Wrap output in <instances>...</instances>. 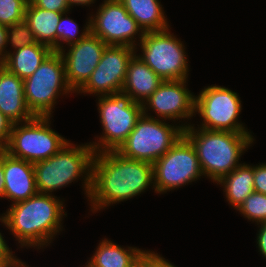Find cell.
<instances>
[{
	"instance_id": "obj_1",
	"label": "cell",
	"mask_w": 266,
	"mask_h": 267,
	"mask_svg": "<svg viewBox=\"0 0 266 267\" xmlns=\"http://www.w3.org/2000/svg\"><path fill=\"white\" fill-rule=\"evenodd\" d=\"M149 186L154 190L151 163L125 158L116 151L95 153L88 196L90 211L98 213L115 203L133 199Z\"/></svg>"
},
{
	"instance_id": "obj_2",
	"label": "cell",
	"mask_w": 266,
	"mask_h": 267,
	"mask_svg": "<svg viewBox=\"0 0 266 267\" xmlns=\"http://www.w3.org/2000/svg\"><path fill=\"white\" fill-rule=\"evenodd\" d=\"M64 201L53 194L37 193L11 204L0 215V222L18 241L19 248L40 250L49 246L64 229L62 221L67 216Z\"/></svg>"
},
{
	"instance_id": "obj_3",
	"label": "cell",
	"mask_w": 266,
	"mask_h": 267,
	"mask_svg": "<svg viewBox=\"0 0 266 267\" xmlns=\"http://www.w3.org/2000/svg\"><path fill=\"white\" fill-rule=\"evenodd\" d=\"M184 136L194 146L204 176L213 183L236 169L255 141L252 132L206 130L193 123L184 129Z\"/></svg>"
},
{
	"instance_id": "obj_4",
	"label": "cell",
	"mask_w": 266,
	"mask_h": 267,
	"mask_svg": "<svg viewBox=\"0 0 266 267\" xmlns=\"http://www.w3.org/2000/svg\"><path fill=\"white\" fill-rule=\"evenodd\" d=\"M94 154V149L88 142L77 145L68 141L55 155L34 163L37 192L53 194L52 192L82 179L84 194L88 198Z\"/></svg>"
},
{
	"instance_id": "obj_5",
	"label": "cell",
	"mask_w": 266,
	"mask_h": 267,
	"mask_svg": "<svg viewBox=\"0 0 266 267\" xmlns=\"http://www.w3.org/2000/svg\"><path fill=\"white\" fill-rule=\"evenodd\" d=\"M190 124H169L166 120L142 114L116 152L128 159L153 164L184 135V129Z\"/></svg>"
},
{
	"instance_id": "obj_6",
	"label": "cell",
	"mask_w": 266,
	"mask_h": 267,
	"mask_svg": "<svg viewBox=\"0 0 266 267\" xmlns=\"http://www.w3.org/2000/svg\"><path fill=\"white\" fill-rule=\"evenodd\" d=\"M97 99L96 106L103 131L102 135L95 137V141L89 144L95 153L116 151L142 116V104L134 102L132 97L123 91L99 96Z\"/></svg>"
},
{
	"instance_id": "obj_7",
	"label": "cell",
	"mask_w": 266,
	"mask_h": 267,
	"mask_svg": "<svg viewBox=\"0 0 266 267\" xmlns=\"http://www.w3.org/2000/svg\"><path fill=\"white\" fill-rule=\"evenodd\" d=\"M170 29L145 32L135 55L163 81L188 80L186 47ZM137 49H141L142 54H137Z\"/></svg>"
},
{
	"instance_id": "obj_8",
	"label": "cell",
	"mask_w": 266,
	"mask_h": 267,
	"mask_svg": "<svg viewBox=\"0 0 266 267\" xmlns=\"http://www.w3.org/2000/svg\"><path fill=\"white\" fill-rule=\"evenodd\" d=\"M23 82L25 102L34 116L53 117L58 97L75 93L67 83L63 58L55 51Z\"/></svg>"
},
{
	"instance_id": "obj_9",
	"label": "cell",
	"mask_w": 266,
	"mask_h": 267,
	"mask_svg": "<svg viewBox=\"0 0 266 267\" xmlns=\"http://www.w3.org/2000/svg\"><path fill=\"white\" fill-rule=\"evenodd\" d=\"M50 124L51 117L39 116L28 122L15 123L3 150L32 164L50 158L69 141L52 129Z\"/></svg>"
},
{
	"instance_id": "obj_10",
	"label": "cell",
	"mask_w": 266,
	"mask_h": 267,
	"mask_svg": "<svg viewBox=\"0 0 266 267\" xmlns=\"http://www.w3.org/2000/svg\"><path fill=\"white\" fill-rule=\"evenodd\" d=\"M152 165L154 192L159 195L204 176L195 148L184 135Z\"/></svg>"
},
{
	"instance_id": "obj_11",
	"label": "cell",
	"mask_w": 266,
	"mask_h": 267,
	"mask_svg": "<svg viewBox=\"0 0 266 267\" xmlns=\"http://www.w3.org/2000/svg\"><path fill=\"white\" fill-rule=\"evenodd\" d=\"M242 101L237 92L227 87L210 85L195 96V115L203 120L198 128L214 131L249 132L238 118Z\"/></svg>"
},
{
	"instance_id": "obj_12",
	"label": "cell",
	"mask_w": 266,
	"mask_h": 267,
	"mask_svg": "<svg viewBox=\"0 0 266 267\" xmlns=\"http://www.w3.org/2000/svg\"><path fill=\"white\" fill-rule=\"evenodd\" d=\"M94 14L89 15L90 31L106 45L136 48L142 40L143 30L119 0H103Z\"/></svg>"
},
{
	"instance_id": "obj_13",
	"label": "cell",
	"mask_w": 266,
	"mask_h": 267,
	"mask_svg": "<svg viewBox=\"0 0 266 267\" xmlns=\"http://www.w3.org/2000/svg\"><path fill=\"white\" fill-rule=\"evenodd\" d=\"M135 54L133 47L108 45L90 78L76 93L99 97L120 92L126 79L128 64Z\"/></svg>"
},
{
	"instance_id": "obj_14",
	"label": "cell",
	"mask_w": 266,
	"mask_h": 267,
	"mask_svg": "<svg viewBox=\"0 0 266 267\" xmlns=\"http://www.w3.org/2000/svg\"><path fill=\"white\" fill-rule=\"evenodd\" d=\"M188 80L163 81L142 104L143 114L176 123L195 117V95L187 87ZM154 111L151 115L148 111ZM156 116V117H155Z\"/></svg>"
},
{
	"instance_id": "obj_15",
	"label": "cell",
	"mask_w": 266,
	"mask_h": 267,
	"mask_svg": "<svg viewBox=\"0 0 266 267\" xmlns=\"http://www.w3.org/2000/svg\"><path fill=\"white\" fill-rule=\"evenodd\" d=\"M107 46L90 31L79 42L59 51L65 65L67 83L75 93L90 78Z\"/></svg>"
},
{
	"instance_id": "obj_16",
	"label": "cell",
	"mask_w": 266,
	"mask_h": 267,
	"mask_svg": "<svg viewBox=\"0 0 266 267\" xmlns=\"http://www.w3.org/2000/svg\"><path fill=\"white\" fill-rule=\"evenodd\" d=\"M4 199L14 203L36 195V181L33 164L9 155L3 150Z\"/></svg>"
},
{
	"instance_id": "obj_17",
	"label": "cell",
	"mask_w": 266,
	"mask_h": 267,
	"mask_svg": "<svg viewBox=\"0 0 266 267\" xmlns=\"http://www.w3.org/2000/svg\"><path fill=\"white\" fill-rule=\"evenodd\" d=\"M0 111L10 121L23 123L35 116L28 109L24 97V82L0 64Z\"/></svg>"
},
{
	"instance_id": "obj_18",
	"label": "cell",
	"mask_w": 266,
	"mask_h": 267,
	"mask_svg": "<svg viewBox=\"0 0 266 267\" xmlns=\"http://www.w3.org/2000/svg\"><path fill=\"white\" fill-rule=\"evenodd\" d=\"M148 250L137 247H122L108 238H103L86 265L88 267H139L142 256Z\"/></svg>"
},
{
	"instance_id": "obj_19",
	"label": "cell",
	"mask_w": 266,
	"mask_h": 267,
	"mask_svg": "<svg viewBox=\"0 0 266 267\" xmlns=\"http://www.w3.org/2000/svg\"><path fill=\"white\" fill-rule=\"evenodd\" d=\"M162 83L163 80L134 55L128 64L121 91L129 94L134 102L143 104Z\"/></svg>"
},
{
	"instance_id": "obj_20",
	"label": "cell",
	"mask_w": 266,
	"mask_h": 267,
	"mask_svg": "<svg viewBox=\"0 0 266 267\" xmlns=\"http://www.w3.org/2000/svg\"><path fill=\"white\" fill-rule=\"evenodd\" d=\"M52 52L50 47L41 43L27 45L7 51L6 58L1 65L24 80L31 76Z\"/></svg>"
},
{
	"instance_id": "obj_21",
	"label": "cell",
	"mask_w": 266,
	"mask_h": 267,
	"mask_svg": "<svg viewBox=\"0 0 266 267\" xmlns=\"http://www.w3.org/2000/svg\"><path fill=\"white\" fill-rule=\"evenodd\" d=\"M62 13L35 7L30 1L26 6L24 21L34 33L38 43L57 52V27Z\"/></svg>"
},
{
	"instance_id": "obj_22",
	"label": "cell",
	"mask_w": 266,
	"mask_h": 267,
	"mask_svg": "<svg viewBox=\"0 0 266 267\" xmlns=\"http://www.w3.org/2000/svg\"><path fill=\"white\" fill-rule=\"evenodd\" d=\"M143 32L163 31L170 28L160 0H119Z\"/></svg>"
},
{
	"instance_id": "obj_23",
	"label": "cell",
	"mask_w": 266,
	"mask_h": 267,
	"mask_svg": "<svg viewBox=\"0 0 266 267\" xmlns=\"http://www.w3.org/2000/svg\"><path fill=\"white\" fill-rule=\"evenodd\" d=\"M254 165L241 163L228 175L222 177L216 184L224 189L226 201L235 210L254 192Z\"/></svg>"
},
{
	"instance_id": "obj_24",
	"label": "cell",
	"mask_w": 266,
	"mask_h": 267,
	"mask_svg": "<svg viewBox=\"0 0 266 267\" xmlns=\"http://www.w3.org/2000/svg\"><path fill=\"white\" fill-rule=\"evenodd\" d=\"M69 12L62 13L57 27V52L64 49V43L68 46L70 44L79 42L90 32V17H88L85 26L81 33L79 26L74 19L68 17ZM68 14V15H67ZM80 34V35H79Z\"/></svg>"
},
{
	"instance_id": "obj_25",
	"label": "cell",
	"mask_w": 266,
	"mask_h": 267,
	"mask_svg": "<svg viewBox=\"0 0 266 267\" xmlns=\"http://www.w3.org/2000/svg\"><path fill=\"white\" fill-rule=\"evenodd\" d=\"M237 211L253 223L266 222V194L254 191L239 206Z\"/></svg>"
},
{
	"instance_id": "obj_26",
	"label": "cell",
	"mask_w": 266,
	"mask_h": 267,
	"mask_svg": "<svg viewBox=\"0 0 266 267\" xmlns=\"http://www.w3.org/2000/svg\"><path fill=\"white\" fill-rule=\"evenodd\" d=\"M29 0H0V24L8 27L24 20Z\"/></svg>"
},
{
	"instance_id": "obj_27",
	"label": "cell",
	"mask_w": 266,
	"mask_h": 267,
	"mask_svg": "<svg viewBox=\"0 0 266 267\" xmlns=\"http://www.w3.org/2000/svg\"><path fill=\"white\" fill-rule=\"evenodd\" d=\"M35 43H38L35 35L24 20L7 27L6 44L12 47L10 51Z\"/></svg>"
},
{
	"instance_id": "obj_28",
	"label": "cell",
	"mask_w": 266,
	"mask_h": 267,
	"mask_svg": "<svg viewBox=\"0 0 266 267\" xmlns=\"http://www.w3.org/2000/svg\"><path fill=\"white\" fill-rule=\"evenodd\" d=\"M139 267H176L162 254L155 253L153 250L147 251L141 258Z\"/></svg>"
},
{
	"instance_id": "obj_29",
	"label": "cell",
	"mask_w": 266,
	"mask_h": 267,
	"mask_svg": "<svg viewBox=\"0 0 266 267\" xmlns=\"http://www.w3.org/2000/svg\"><path fill=\"white\" fill-rule=\"evenodd\" d=\"M35 7L50 10L58 13H65L71 10L67 0H29Z\"/></svg>"
},
{
	"instance_id": "obj_30",
	"label": "cell",
	"mask_w": 266,
	"mask_h": 267,
	"mask_svg": "<svg viewBox=\"0 0 266 267\" xmlns=\"http://www.w3.org/2000/svg\"><path fill=\"white\" fill-rule=\"evenodd\" d=\"M11 248L7 245L2 233L0 232V261L7 267H18L23 262L17 256H14Z\"/></svg>"
},
{
	"instance_id": "obj_31",
	"label": "cell",
	"mask_w": 266,
	"mask_h": 267,
	"mask_svg": "<svg viewBox=\"0 0 266 267\" xmlns=\"http://www.w3.org/2000/svg\"><path fill=\"white\" fill-rule=\"evenodd\" d=\"M254 191L266 194V163L254 165Z\"/></svg>"
},
{
	"instance_id": "obj_32",
	"label": "cell",
	"mask_w": 266,
	"mask_h": 267,
	"mask_svg": "<svg viewBox=\"0 0 266 267\" xmlns=\"http://www.w3.org/2000/svg\"><path fill=\"white\" fill-rule=\"evenodd\" d=\"M13 123L0 111V149H3L10 138Z\"/></svg>"
},
{
	"instance_id": "obj_33",
	"label": "cell",
	"mask_w": 266,
	"mask_h": 267,
	"mask_svg": "<svg viewBox=\"0 0 266 267\" xmlns=\"http://www.w3.org/2000/svg\"><path fill=\"white\" fill-rule=\"evenodd\" d=\"M258 225V234H257V246L260 252V255L266 259V222H262L257 224Z\"/></svg>"
},
{
	"instance_id": "obj_34",
	"label": "cell",
	"mask_w": 266,
	"mask_h": 267,
	"mask_svg": "<svg viewBox=\"0 0 266 267\" xmlns=\"http://www.w3.org/2000/svg\"><path fill=\"white\" fill-rule=\"evenodd\" d=\"M6 41H7V27L0 24V64L5 60L7 55L8 49Z\"/></svg>"
},
{
	"instance_id": "obj_35",
	"label": "cell",
	"mask_w": 266,
	"mask_h": 267,
	"mask_svg": "<svg viewBox=\"0 0 266 267\" xmlns=\"http://www.w3.org/2000/svg\"><path fill=\"white\" fill-rule=\"evenodd\" d=\"M5 183L3 170V149H0V199H4Z\"/></svg>"
},
{
	"instance_id": "obj_36",
	"label": "cell",
	"mask_w": 266,
	"mask_h": 267,
	"mask_svg": "<svg viewBox=\"0 0 266 267\" xmlns=\"http://www.w3.org/2000/svg\"><path fill=\"white\" fill-rule=\"evenodd\" d=\"M96 0H67L68 5L70 8H74L73 6H91V4H94Z\"/></svg>"
},
{
	"instance_id": "obj_37",
	"label": "cell",
	"mask_w": 266,
	"mask_h": 267,
	"mask_svg": "<svg viewBox=\"0 0 266 267\" xmlns=\"http://www.w3.org/2000/svg\"><path fill=\"white\" fill-rule=\"evenodd\" d=\"M18 267H29V265H26V263L23 261V263Z\"/></svg>"
},
{
	"instance_id": "obj_38",
	"label": "cell",
	"mask_w": 266,
	"mask_h": 267,
	"mask_svg": "<svg viewBox=\"0 0 266 267\" xmlns=\"http://www.w3.org/2000/svg\"><path fill=\"white\" fill-rule=\"evenodd\" d=\"M0 267H7L3 262L0 261Z\"/></svg>"
}]
</instances>
